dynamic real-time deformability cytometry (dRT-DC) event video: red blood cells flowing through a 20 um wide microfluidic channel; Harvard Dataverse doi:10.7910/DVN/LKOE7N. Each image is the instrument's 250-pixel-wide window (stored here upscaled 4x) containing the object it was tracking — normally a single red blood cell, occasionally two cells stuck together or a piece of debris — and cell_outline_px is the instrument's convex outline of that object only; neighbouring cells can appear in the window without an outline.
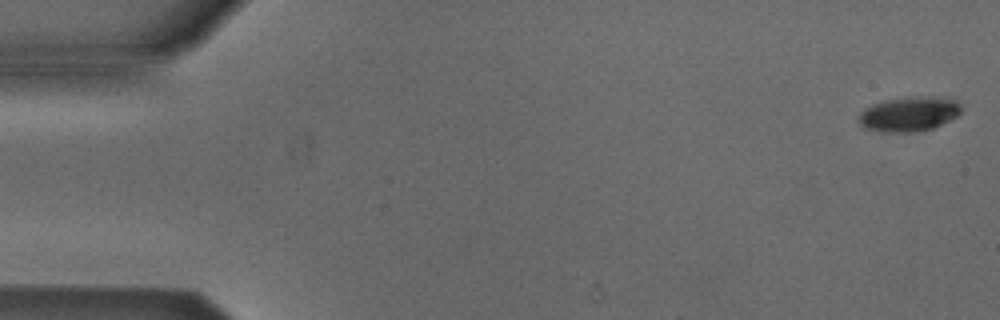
{"species": "Egyptian fruit bat (a non-hibernating species)", "species_latin": "Rousettus aegyptiacus", "temperature_condition": "cold", "stored_images_in_passage": 6, "segment_of_instrument_passage": [2, 2], "camera_frame_rate_fps": 3000, "um_per_image_px": 0.085, "animal": {"sex": "male"}, "frame": {"image": 1, "passage_image": 6, "time_ms": 6.0, "image_size_px": [1000, 320], "cell_outline_px": [[960, 112], [956, 116], [932, 128], [912, 132], [884, 132], [864, 128], [856, 120], [860, 112], [864, 108], [872, 104], [888, 100], [924, 96], [956, 100], [960, 104]], "centroid_in_image_um": [77.2, 9.71], "position_along_channel_um": 7.8, "area_um2": 20.35}}